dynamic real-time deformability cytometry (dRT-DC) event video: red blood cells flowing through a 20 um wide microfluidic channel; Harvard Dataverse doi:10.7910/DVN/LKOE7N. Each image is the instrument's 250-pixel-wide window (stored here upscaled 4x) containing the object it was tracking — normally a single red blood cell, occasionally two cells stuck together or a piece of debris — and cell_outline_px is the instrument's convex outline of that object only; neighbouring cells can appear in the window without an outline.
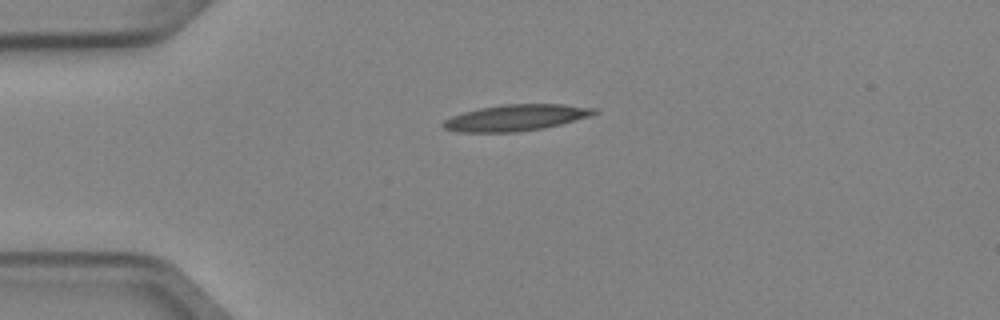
{"species": "Egyptian fruit bat (a non-hibernating species)", "species_latin": "Rousettus aegyptiacus", "temperature_condition": "cold", "stored_images_in_passage": 2, "camera_frame_rate_fps": 3000, "um_per_image_px": 0.085, "animal": {"sex": "female"}, "frame": {"image": 1, "passage_image": 1, "time_ms": 0.0, "image_size_px": [1000, 320], "cell_outline_px": [[600, 112], [588, 116], [560, 124], [544, 128], [516, 132], [460, 132], [444, 128], [440, 124], [444, 120], [452, 116], [464, 112], [480, 108], [500, 104], [564, 104], [600, 108]], "centroid_in_image_um": [43.88, 9.99], "position_along_channel_um": 41.1, "area_um2": 23.18}}